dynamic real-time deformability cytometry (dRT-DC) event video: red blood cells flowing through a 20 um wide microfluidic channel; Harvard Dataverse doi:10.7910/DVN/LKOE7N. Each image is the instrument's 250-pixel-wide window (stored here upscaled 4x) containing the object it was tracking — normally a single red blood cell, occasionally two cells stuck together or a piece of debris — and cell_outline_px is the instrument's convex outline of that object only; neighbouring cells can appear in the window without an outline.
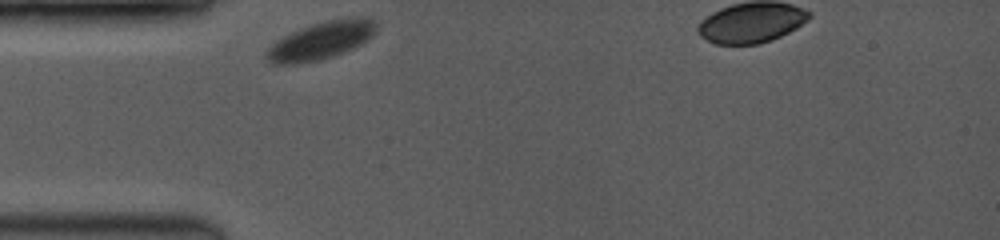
{"species": "common noctule bat (a hibernating species)", "species_latin": "Nyctalus noctula", "temperature_condition": "room temperature", "stored_images_in_passage": 20, "camera_frame_rate_fps": 3500, "um_per_image_px": 0.085, "animal": {"sex": "female", "body_mass_g": 19.0, "forearm_length_mm": 53.3}, "frame": {"image": 1, "passage_image": 1, "time_ms": 0.0, "image_size_px": [1000, 240], "cell_outline_px": [[376, 32], [368, 40], [344, 52], [320, 60], [296, 64], [272, 64], [264, 56], [264, 52], [276, 40], [300, 28], [324, 20], [360, 16], [364, 16], [372, 20], [376, 24]], "centroid_in_image_um": [27.27, 3.44], "position_along_channel_um": 57.7, "area_um2": 24.22}}
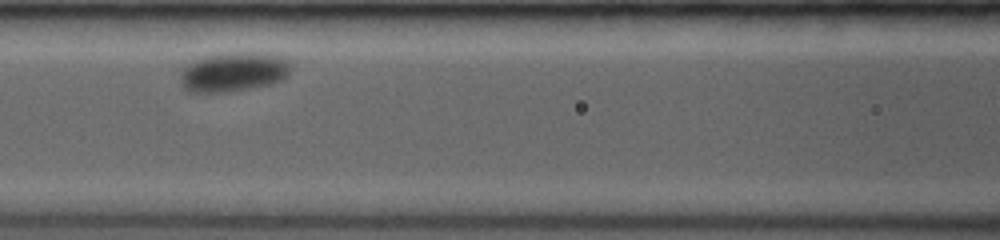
{"frame": {"image": 2, "passage_image": 12, "time_ms": 2.857, "image_size_px": [1000, 240], "cell_outline_px": [[292, 68], [288, 76], [280, 80], [268, 84], [248, 88], [220, 92], [188, 92], [180, 84], [180, 76], [184, 68], [188, 64], [204, 56], [224, 52], [252, 52], [276, 56], [284, 60]], "centroid_in_image_um": [19.79, 6.11], "position_along_channel_um": 146.8, "area_um2": 25.03}}
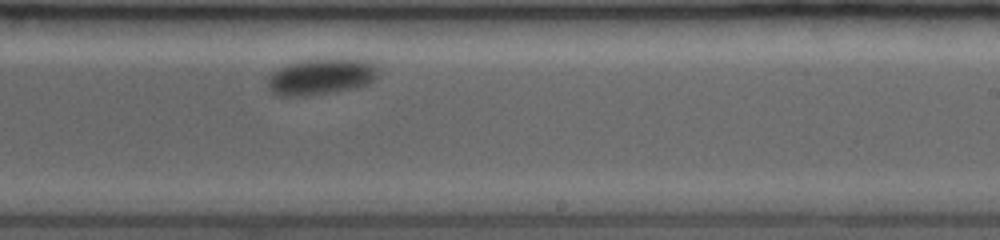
{"frame": {"image": 3, "passage_image": 19, "time_ms": 6.286, "image_size_px": [1000, 240], "cell_outline_px": [[380, 76], [368, 84], [356, 88], [332, 92], [304, 96], [280, 96], [272, 92], [268, 88], [268, 76], [272, 72], [288, 64], [300, 60], [368, 60], [376, 64], [380, 68]], "centroid_in_image_um": [27.34, 6.53], "position_along_channel_um": 261.7, "area_um2": 23.35}}